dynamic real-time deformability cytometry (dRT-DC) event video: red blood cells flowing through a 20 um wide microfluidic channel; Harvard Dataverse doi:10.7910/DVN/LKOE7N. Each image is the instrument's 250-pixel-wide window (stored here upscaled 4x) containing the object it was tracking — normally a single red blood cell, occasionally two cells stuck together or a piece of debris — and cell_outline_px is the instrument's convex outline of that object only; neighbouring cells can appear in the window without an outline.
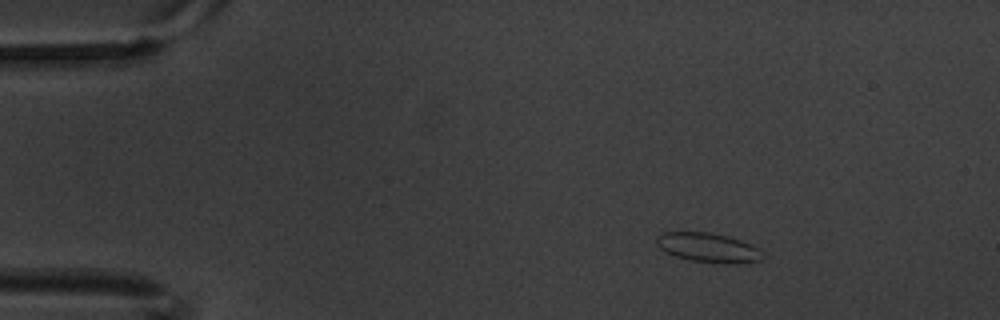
{"species": "common noctule bat (a hibernating species)", "species_latin": "Nyctalus noctula", "temperature_condition": "warm", "stored_images_in_passage": 4, "camera_frame_rate_fps": 3000, "um_per_image_px": 0.085, "animal": {"sex": "male", "body_mass_g": 20.1, "forearm_length_mm": 53.5}, "frame": {"image": 1, "passage_image": 2, "time_ms": 0.333, "image_size_px": [1000, 320], "cell_outline_px": [[764, 260], [736, 264], [724, 264], [688, 260], [676, 256], [660, 248], [656, 240], [656, 236], [664, 232], [708, 232], [728, 236], [752, 244], [764, 252]], "centroid_in_image_um": [60.27, 21.06], "position_along_channel_um": 24.7, "area_um2": 18.38}}